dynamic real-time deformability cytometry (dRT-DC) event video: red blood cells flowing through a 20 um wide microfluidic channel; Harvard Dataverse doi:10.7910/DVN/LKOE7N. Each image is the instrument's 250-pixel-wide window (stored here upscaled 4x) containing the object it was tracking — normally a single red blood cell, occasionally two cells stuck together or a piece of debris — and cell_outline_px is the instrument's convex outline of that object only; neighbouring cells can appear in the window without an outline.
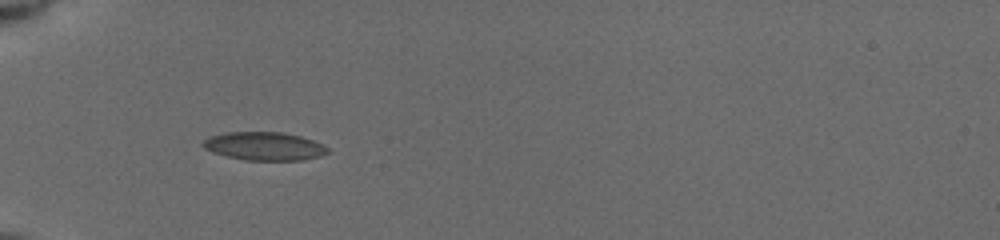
{"species": "common noctule bat (a hibernating species)", "species_latin": "Nyctalus noctula", "temperature_condition": "cold", "stored_images_in_passage": 15, "camera_frame_rate_fps": 3000, "um_per_image_px": 0.085, "animal": {"sex": "female", "body_mass_g": 19.5, "forearm_length_mm": 54.1}, "frame": {"image": 1, "passage_image": 9, "time_ms": 6.0, "image_size_px": [1000, 240], "cell_outline_px": [[328, 152], [320, 156], [304, 160], [244, 160], [212, 152], [204, 148], [200, 144], [208, 136], [224, 132], [284, 132], [300, 136], [312, 140], [328, 148]], "centroid_in_image_um": [22.42, 12.42], "position_along_channel_um": 62.6, "area_um2": 20.58}}
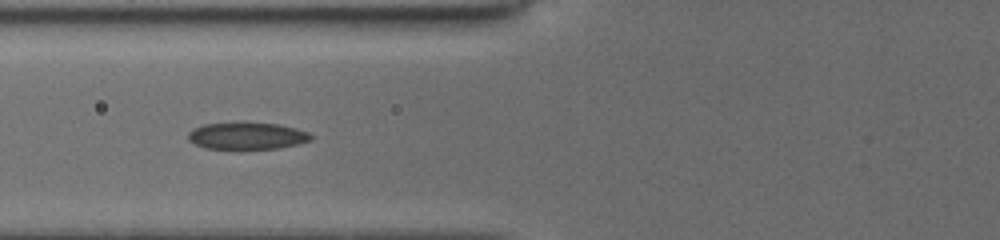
{"frame": {"image": 2, "passage_image": 11, "time_ms": 7.333, "image_size_px": [1000, 240], "cell_outline_px": [[312, 140], [280, 148], [236, 152], [204, 148], [188, 140], [188, 132], [204, 124], [244, 120], [280, 124], [296, 128], [308, 132], [312, 136]], "centroid_in_image_um": [20.97, 11.56], "position_along_channel_um": 104.8, "area_um2": 20.81}}
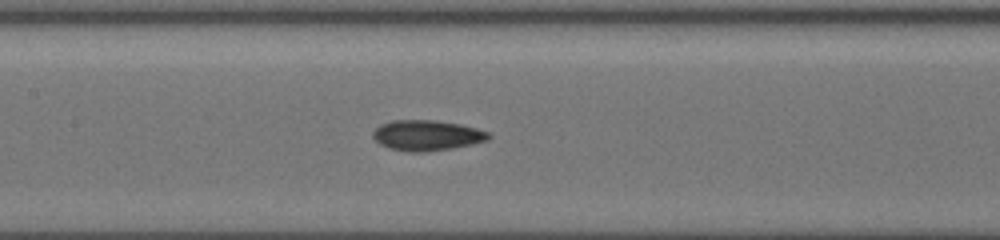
{"frame": {"image": 3, "passage_image": 15, "time_ms": 9.0, "image_size_px": [1000, 240], "cell_outline_px": [[492, 136], [488, 140], [472, 144], [452, 148], [424, 152], [408, 152], [388, 148], [380, 144], [372, 136], [372, 132], [380, 124], [392, 120], [432, 120], [460, 124], [476, 128], [488, 132]], "centroid_in_image_um": [36.27, 11.51], "position_along_channel_um": 171.1, "area_um2": 20.58}}